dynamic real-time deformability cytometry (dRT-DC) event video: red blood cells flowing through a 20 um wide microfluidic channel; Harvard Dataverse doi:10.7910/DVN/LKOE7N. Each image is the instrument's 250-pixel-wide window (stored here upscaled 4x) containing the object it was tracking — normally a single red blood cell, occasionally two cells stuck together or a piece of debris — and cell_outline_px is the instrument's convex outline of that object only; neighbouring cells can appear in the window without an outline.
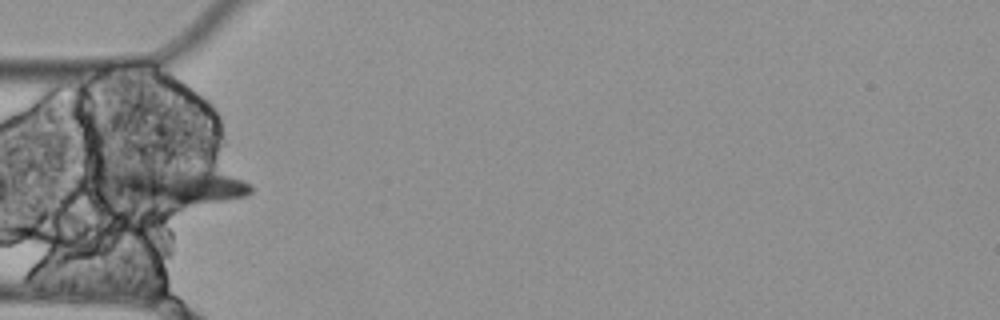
{"species": "Egyptian fruit bat (a non-hibernating species)", "species_latin": "Rousettus aegyptiacus", "temperature_condition": "cold", "stored_images_in_passage": 5, "camera_frame_rate_fps": 3000, "um_per_image_px": 0.085, "animal": {"sex": "female"}, "frame": {"image": 1, "passage_image": 5, "time_ms": 1.333, "image_size_px": [1000, 320], "cell_outline_px": [[252, 192], [248, 196], [176, 208], [112, 208], [100, 200], [96, 196], [92, 184], [92, 176], [112, 172], [208, 172], [228, 176], [244, 180], [252, 184]], "centroid_in_image_um": [14.16, 16.07], "position_along_channel_um": 70.8, "area_um2": 35.08}}